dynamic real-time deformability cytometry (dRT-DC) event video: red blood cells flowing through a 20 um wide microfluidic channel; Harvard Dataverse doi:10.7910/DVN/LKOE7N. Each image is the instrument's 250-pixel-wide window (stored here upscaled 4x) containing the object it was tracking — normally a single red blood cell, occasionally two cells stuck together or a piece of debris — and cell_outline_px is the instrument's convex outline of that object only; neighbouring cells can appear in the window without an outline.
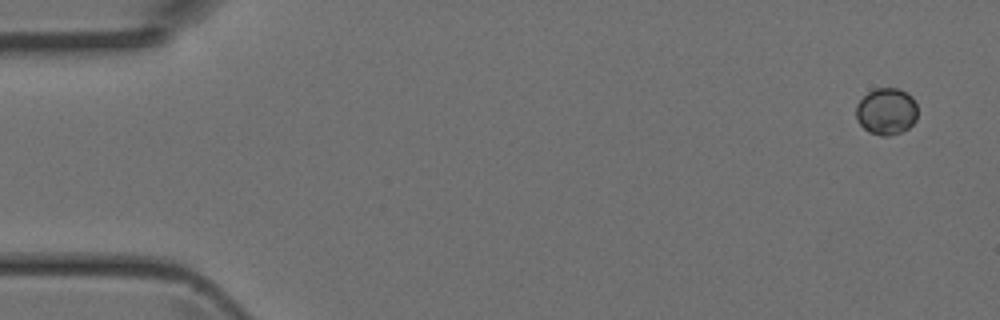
{"species": "Egyptian fruit bat (a non-hibernating species)", "species_latin": "Rousettus aegyptiacus", "temperature_condition": "room temperature", "stored_images_in_passage": 4, "camera_frame_rate_fps": 3000, "um_per_image_px": 0.085, "animal": {"sex": "female"}, "frame": {"image": 1, "passage_image": 1, "time_ms": 0.0, "image_size_px": [1000, 320], "cell_outline_px": [[916, 120], [908, 128], [900, 132], [888, 136], [880, 136], [868, 132], [856, 120], [856, 104], [868, 92], [876, 88], [900, 88], [912, 96], [916, 104]], "centroid_in_image_um": [75.33, 9.46], "position_along_channel_um": 9.7, "area_um2": 16.88}}
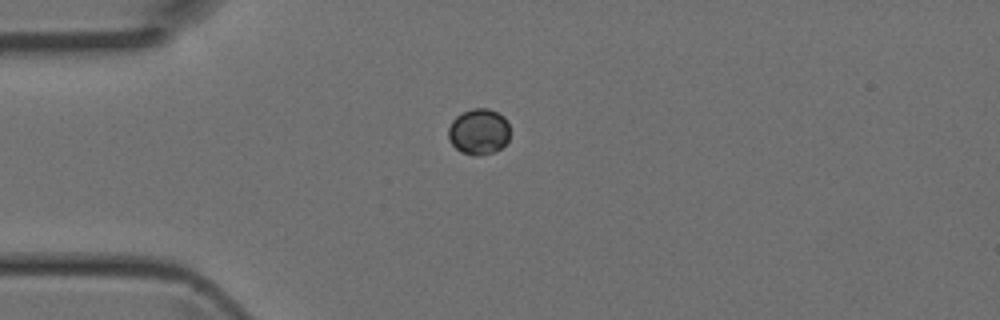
{"frame": {"image": 2, "passage_image": 4, "time_ms": 1.0, "image_size_px": [1000, 320], "cell_outline_px": [[508, 140], [500, 148], [492, 152], [476, 156], [472, 156], [460, 152], [448, 140], [448, 128], [452, 120], [456, 116], [472, 108], [488, 108], [504, 116], [508, 124]], "centroid_in_image_um": [40.66, 11.19], "position_along_channel_um": 44.3, "area_um2": 16.47}}